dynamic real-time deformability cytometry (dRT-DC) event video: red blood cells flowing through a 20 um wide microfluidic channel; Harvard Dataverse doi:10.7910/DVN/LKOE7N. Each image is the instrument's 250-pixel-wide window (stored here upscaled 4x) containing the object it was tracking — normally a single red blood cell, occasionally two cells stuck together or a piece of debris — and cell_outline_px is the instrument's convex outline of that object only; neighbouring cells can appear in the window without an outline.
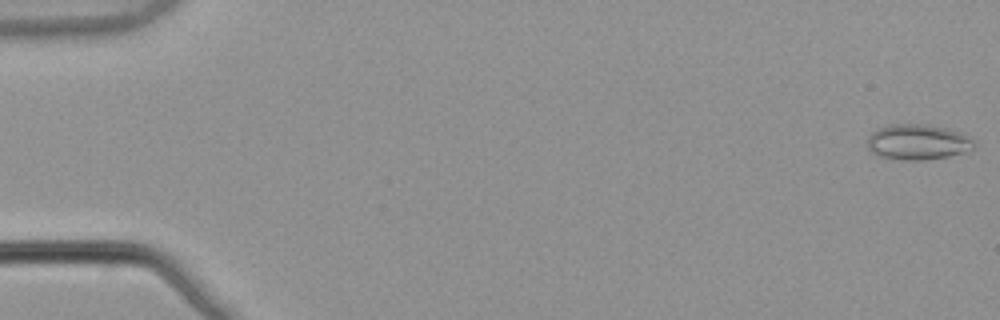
{"species": "common noctule bat (a hibernating species)", "species_latin": "Nyctalus noctula", "temperature_condition": "warm", "stored_images_in_passage": 54, "camera_frame_rate_fps": 3000, "um_per_image_px": 0.085, "animal": {"sex": "male", "body_mass_g": 21.5, "forearm_length_mm": 52.0}, "frame": {"image": 1, "passage_image": 1, "time_ms": 0.0, "image_size_px": [1000, 320], "cell_outline_px": [[976, 144], [972, 148], [948, 156], [924, 160], [900, 160], [880, 156], [872, 152], [868, 148], [868, 136], [876, 128], [888, 124], [928, 124], [948, 128], [964, 132], [972, 136], [976, 140]], "centroid_in_image_um": [78.04, 12.04], "position_along_channel_um": 7.0, "area_um2": 22.43}}
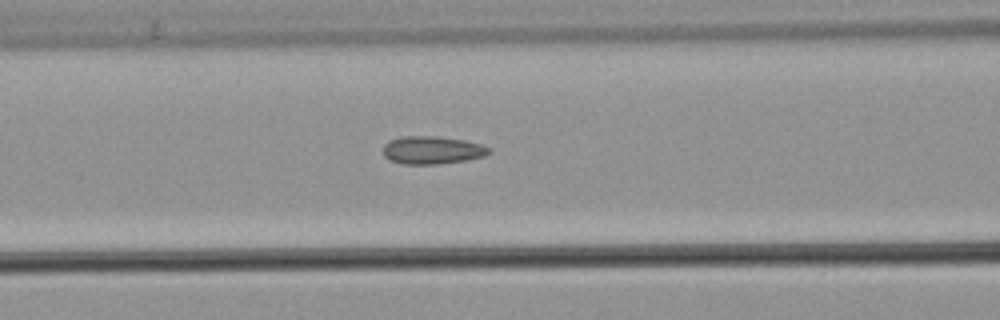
{"frame": {"image": 2, "passage_image": 23, "time_ms": 7.333, "image_size_px": [1000, 320], "cell_outline_px": [[492, 152], [484, 156], [464, 160], [440, 164], [404, 164], [388, 160], [384, 156], [384, 144], [400, 136], [432, 136], [464, 140], [480, 144], [492, 148]], "centroid_in_image_um": [36.74, 12.76], "position_along_channel_um": 129.9, "area_um2": 17.17}}
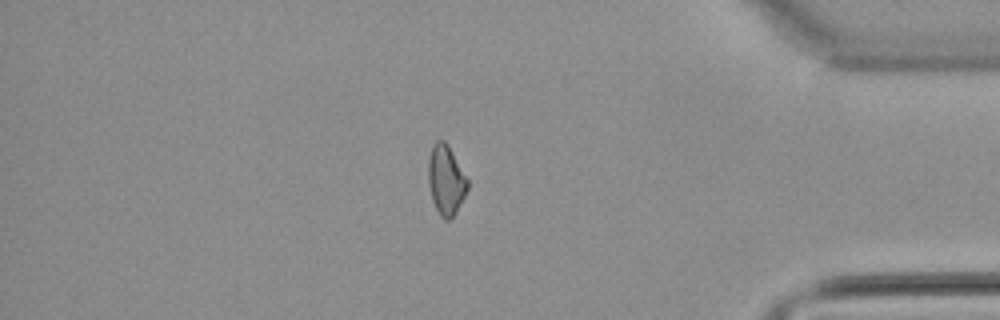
{"frame": {"image": 3, "passage_image": 46, "time_ms": 15.0, "image_size_px": [1000, 320], "cell_outline_px": [[468, 188], [456, 212], [448, 220], [444, 220], [440, 216], [432, 200], [428, 184], [428, 160], [432, 144], [436, 140], [444, 140], [448, 144], [468, 180]], "centroid_in_image_um": [37.88, 15.28], "position_along_channel_um": 397.3, "area_um2": 15.95}, "authors_computed_cell_mechanics": {"area_um2": 16.5308, "velocity_mm_per_s": 3.8957, "shape_relaxation_time_tau1_ms": null, "shape_relaxation_time_tau2_ms": 2.3563, "deformation_change_tau1": null, "deformation_change_tau2": 0.0817}}